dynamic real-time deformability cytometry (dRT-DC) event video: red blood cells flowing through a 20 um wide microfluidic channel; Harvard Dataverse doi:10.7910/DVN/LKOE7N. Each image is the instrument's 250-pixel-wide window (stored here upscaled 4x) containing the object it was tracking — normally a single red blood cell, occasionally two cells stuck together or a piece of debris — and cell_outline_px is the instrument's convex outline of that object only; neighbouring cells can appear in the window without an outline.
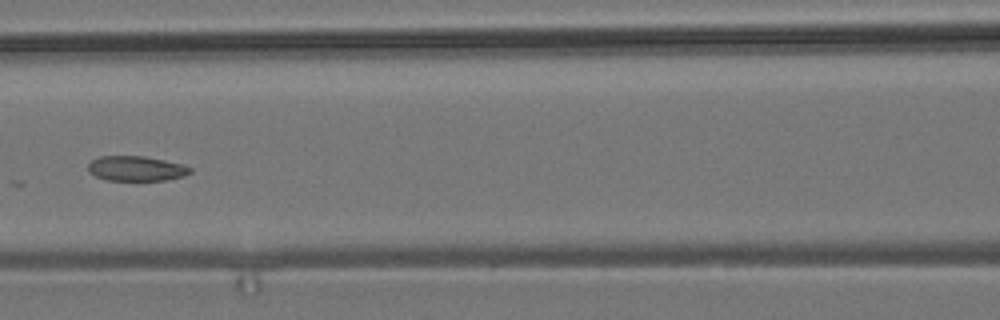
{"species": "common noctule bat (a hibernating species)", "species_latin": "Nyctalus noctula", "temperature_condition": "room temperature", "stored_images_in_passage": 7, "camera_frame_rate_fps": 3000, "um_per_image_px": 0.085, "animal": {"sex": "male", "body_mass_g": 19.2, "forearm_length_mm": 51.8}, "frame": {"image": 1, "passage_image": 7, "time_ms": 7.333, "image_size_px": [1000, 320], "cell_outline_px": [[192, 172], [184, 176], [168, 180], [104, 180], [88, 172], [88, 164], [92, 160], [100, 156], [144, 156], [164, 160], [180, 164], [192, 168]], "centroid_in_image_um": [11.57, 14.33], "position_along_channel_um": 155.0, "area_um2": 14.85}}